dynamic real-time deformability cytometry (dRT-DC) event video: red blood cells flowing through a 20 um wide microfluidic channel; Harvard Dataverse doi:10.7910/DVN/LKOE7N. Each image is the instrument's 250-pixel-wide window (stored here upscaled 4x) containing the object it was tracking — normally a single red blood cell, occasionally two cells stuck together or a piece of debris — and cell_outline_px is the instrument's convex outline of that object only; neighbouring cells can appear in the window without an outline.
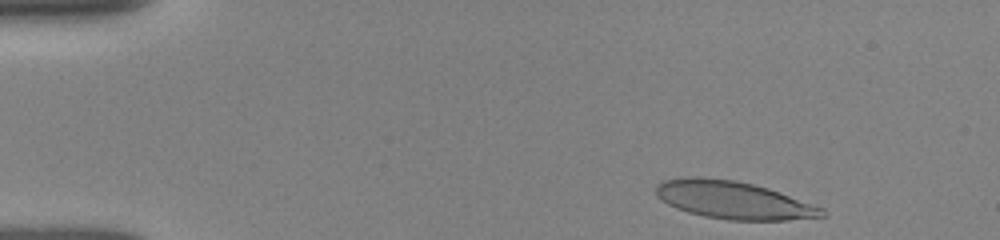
{"species": "human", "species_latin": "Homo sapiens", "temperature_condition": "room temperature", "stored_images_in_passage": 3, "camera_frame_rate_fps": 3000, "um_per_image_px": 0.085, "donor": {"sex": "female"}, "frame": {"image": 1, "passage_image": 1, "time_ms": 0.0, "image_size_px": [1000, 240], "cell_outline_px": [[828, 216], [788, 220], [728, 220], [704, 216], [688, 212], [676, 208], [660, 200], [656, 196], [656, 184], [664, 180], [684, 176], [700, 176], [736, 180], [768, 188], [824, 208], [828, 212]], "centroid_in_image_um": [62.33, 17.0], "position_along_channel_um": 22.7, "area_um2": 36.82}}